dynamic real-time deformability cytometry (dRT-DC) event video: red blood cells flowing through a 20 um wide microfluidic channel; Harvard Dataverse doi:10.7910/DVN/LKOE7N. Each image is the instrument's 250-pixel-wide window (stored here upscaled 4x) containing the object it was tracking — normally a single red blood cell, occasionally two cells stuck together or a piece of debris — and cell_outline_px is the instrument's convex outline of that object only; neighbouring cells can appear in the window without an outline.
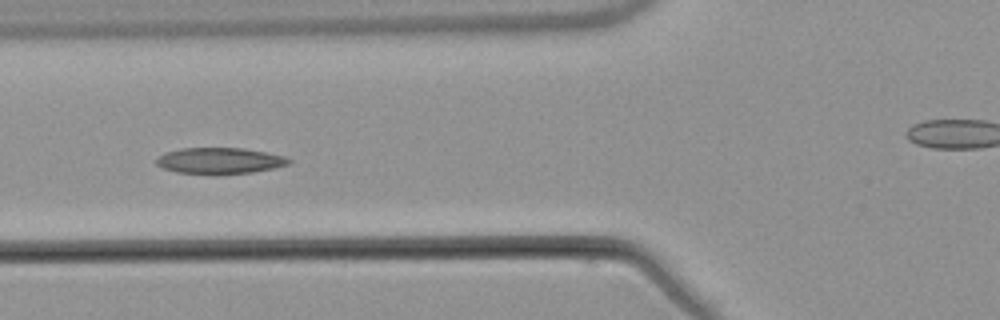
{"species": "common noctule bat (a hibernating species)", "species_latin": "Nyctalus noctula", "temperature_condition": "warm", "stored_images_in_passage": 7, "camera_frame_rate_fps": 3000, "um_per_image_px": 0.085, "animal": {"sex": "male", "body_mass_g": 21.5, "forearm_length_mm": 52.0}, "frame": {"image": 1, "passage_image": 6, "time_ms": 5.667, "image_size_px": [1000, 320], "cell_outline_px": [[292, 164], [276, 168], [252, 172], [220, 176], [212, 176], [176, 172], [164, 168], [156, 164], [156, 160], [164, 152], [180, 148], [244, 148], [284, 156], [292, 160]], "centroid_in_image_um": [18.69, 13.69], "position_along_channel_um": 107.1, "area_um2": 20.81}}
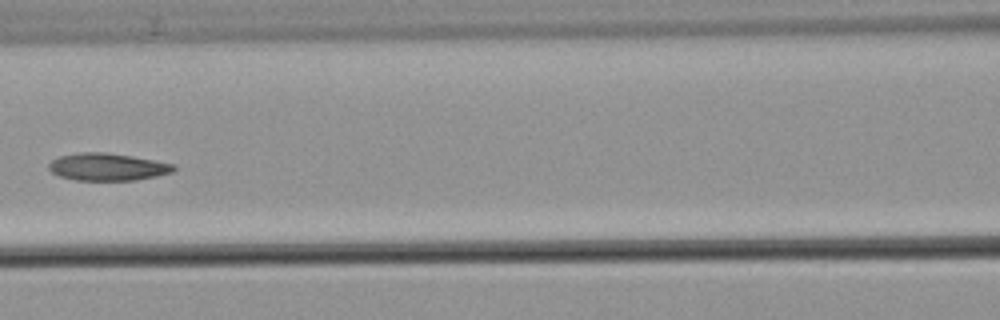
{"frame": {"image": 2, "passage_image": 7, "time_ms": 7.0, "image_size_px": [1000, 320], "cell_outline_px": [[176, 168], [172, 172], [156, 176], [136, 180], [76, 180], [60, 176], [52, 172], [48, 168], [48, 164], [52, 160], [60, 156], [80, 152], [104, 152], [132, 156], [176, 164]], "centroid_in_image_um": [9.15, 14.18], "position_along_channel_um": 157.5, "area_um2": 19.88}}